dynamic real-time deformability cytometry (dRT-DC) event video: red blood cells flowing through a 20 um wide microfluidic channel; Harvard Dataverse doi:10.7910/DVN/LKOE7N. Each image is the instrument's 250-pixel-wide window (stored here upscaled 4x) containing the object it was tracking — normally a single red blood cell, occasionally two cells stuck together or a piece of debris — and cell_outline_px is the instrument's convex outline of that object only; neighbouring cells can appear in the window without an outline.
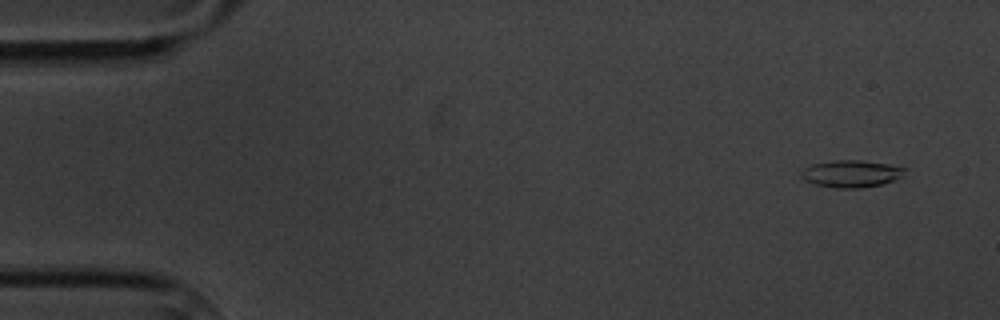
{"species": "common noctule bat (a hibernating species)", "species_latin": "Nyctalus noctula", "temperature_condition": "cold", "stored_images_in_passage": 5, "camera_frame_rate_fps": 3000, "um_per_image_px": 0.085, "animal": {"sex": "male", "body_mass_g": 20.1, "forearm_length_mm": 53.5}, "frame": {"image": 1, "passage_image": 1, "time_ms": 0.0, "image_size_px": [1000, 320], "cell_outline_px": [[908, 168], [896, 180], [880, 184], [860, 188], [832, 188], [816, 184], [800, 176], [800, 172], [804, 168], [812, 164], [832, 160], [860, 160], [888, 164]], "centroid_in_image_um": [72.35, 14.76], "position_along_channel_um": 12.6, "area_um2": 16.3}}
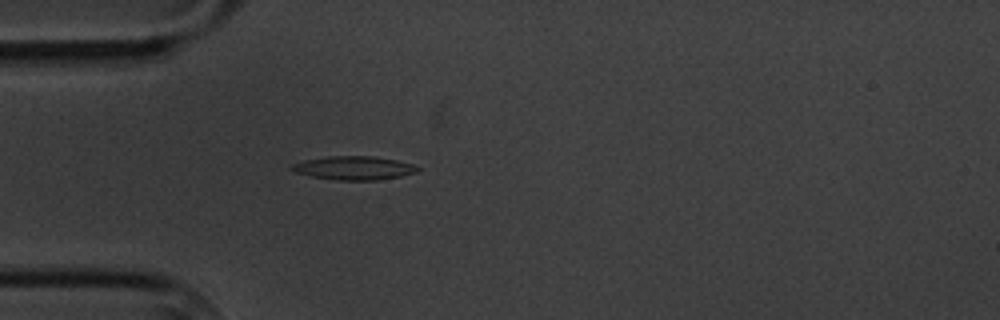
{"frame": {"image": 2, "passage_image": 5, "time_ms": 4.333, "image_size_px": [1000, 320], "cell_outline_px": [[420, 168], [416, 172], [400, 176], [376, 180], [336, 180], [312, 176], [296, 172], [288, 168], [292, 164], [304, 160], [328, 156], [372, 156], [396, 160], [412, 164]], "centroid_in_image_um": [30.05, 14.27], "position_along_channel_um": 54.9, "area_um2": 17.17}}